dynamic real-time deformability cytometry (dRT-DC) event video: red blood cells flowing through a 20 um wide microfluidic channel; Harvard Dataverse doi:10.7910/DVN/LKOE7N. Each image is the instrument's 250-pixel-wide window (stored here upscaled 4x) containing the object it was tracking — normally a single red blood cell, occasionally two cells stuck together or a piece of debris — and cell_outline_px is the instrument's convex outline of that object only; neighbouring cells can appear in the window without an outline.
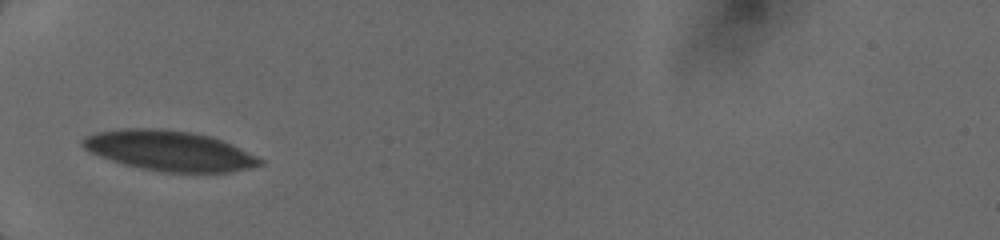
{"species": "human", "species_latin": "Homo sapiens", "temperature_condition": "cold", "stored_images_in_passage": 11, "camera_frame_rate_fps": 3000, "um_per_image_px": 0.085, "donor": {"sex": "female"}, "frame": {"image": 1, "passage_image": 1, "time_ms": 0.0, "image_size_px": [1000, 240], "cell_outline_px": [[264, 164], [232, 172], [160, 172], [140, 168], [124, 164], [100, 156], [84, 148], [80, 144], [80, 140], [84, 136], [96, 132], [124, 128], [152, 128], [188, 132], [208, 136], [232, 144], [264, 160]], "centroid_in_image_um": [14.37, 12.82], "position_along_channel_um": 70.6, "area_um2": 41.21}}
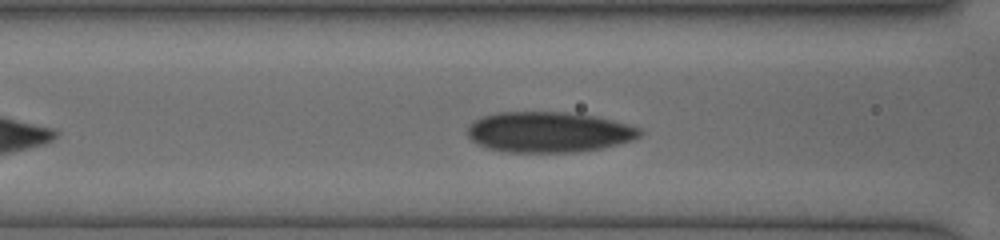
{"frame": {"image": 2, "passage_image": 6, "time_ms": 1.333, "image_size_px": [1000, 240], "cell_outline_px": [[644, 132], [640, 136], [632, 140], [600, 148], [576, 152], [508, 152], [488, 148], [472, 140], [468, 136], [468, 124], [484, 116], [496, 112], [576, 112], [596, 116], [628, 124], [640, 128]], "centroid_in_image_um": [46.67, 11.21], "position_along_channel_um": 119.9, "area_um2": 40.75}}
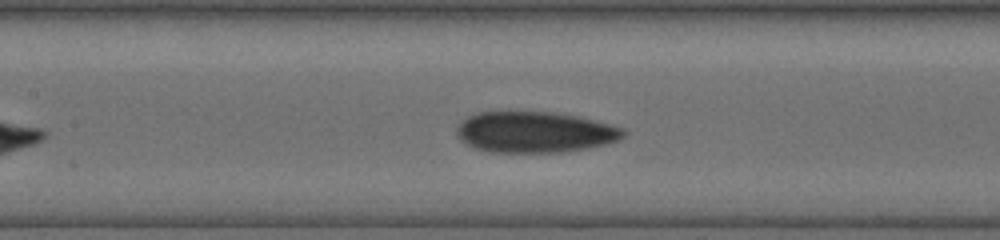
{"frame": {"image": 3, "passage_image": 10, "time_ms": 2.333, "image_size_px": [1000, 240], "cell_outline_px": [[628, 132], [624, 136], [616, 140], [604, 144], [588, 148], [564, 152], [488, 152], [472, 148], [460, 140], [456, 136], [456, 128], [468, 116], [476, 112], [552, 112], [580, 116], [624, 128]], "centroid_in_image_um": [45.44, 11.23], "position_along_channel_um": 162.0, "area_um2": 40.06}}